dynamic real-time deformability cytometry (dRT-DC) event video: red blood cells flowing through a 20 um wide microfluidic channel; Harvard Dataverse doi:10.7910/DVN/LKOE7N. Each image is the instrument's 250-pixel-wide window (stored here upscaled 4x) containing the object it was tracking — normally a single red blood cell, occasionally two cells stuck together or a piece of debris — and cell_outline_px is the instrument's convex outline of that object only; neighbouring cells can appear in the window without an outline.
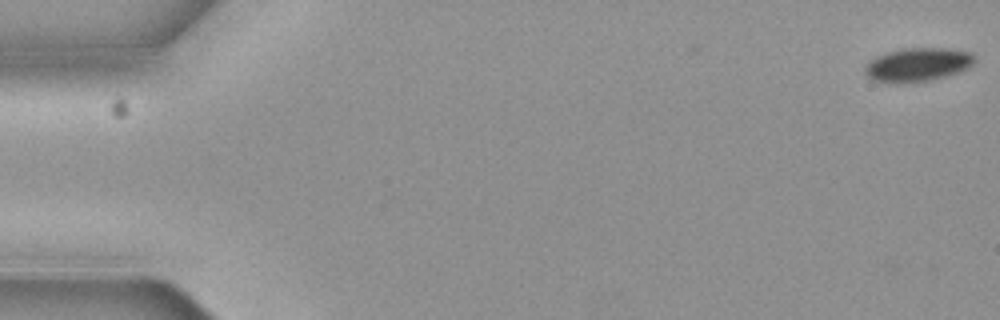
{"species": "common noctule bat (a hibernating species)", "species_latin": "Nyctalus noctula", "temperature_condition": "cold", "stored_images_in_passage": 7, "camera_frame_rate_fps": 3000, "um_per_image_px": 0.085, "animal": {"sex": "female", "body_mass_g": 19.3, "forearm_length_mm": 54.1}, "frame": {"image": 1, "passage_image": 2, "time_ms": 0.333, "image_size_px": [1000, 320], "cell_outline_px": [[976, 60], [968, 68], [944, 76], [928, 80], [904, 84], [888, 84], [872, 80], [864, 72], [864, 68], [868, 60], [884, 52], [900, 48], [948, 48], [972, 52]], "centroid_in_image_um": [77.93, 5.49], "position_along_channel_um": 7.1, "area_um2": 21.96}}
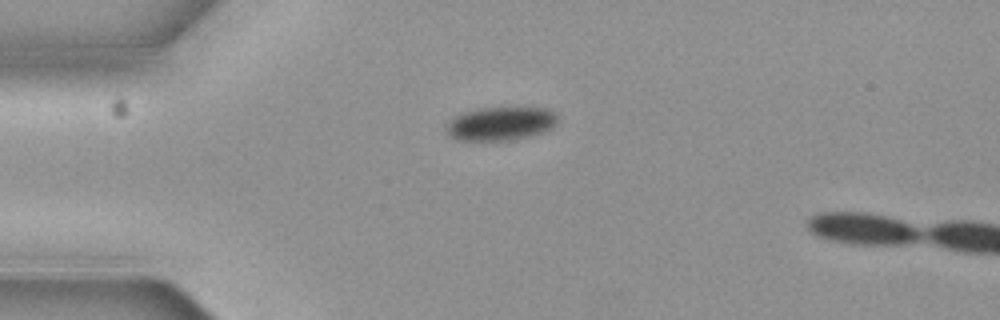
{"frame": {"image": 2, "passage_image": 6, "time_ms": 1.667, "image_size_px": [1000, 320], "cell_outline_px": [[556, 124], [552, 128], [544, 132], [512, 140], [460, 140], [448, 136], [444, 128], [444, 124], [448, 120], [460, 112], [476, 108], [548, 108], [556, 112]], "centroid_in_image_um": [42.49, 10.5], "position_along_channel_um": 42.5, "area_um2": 22.14}}